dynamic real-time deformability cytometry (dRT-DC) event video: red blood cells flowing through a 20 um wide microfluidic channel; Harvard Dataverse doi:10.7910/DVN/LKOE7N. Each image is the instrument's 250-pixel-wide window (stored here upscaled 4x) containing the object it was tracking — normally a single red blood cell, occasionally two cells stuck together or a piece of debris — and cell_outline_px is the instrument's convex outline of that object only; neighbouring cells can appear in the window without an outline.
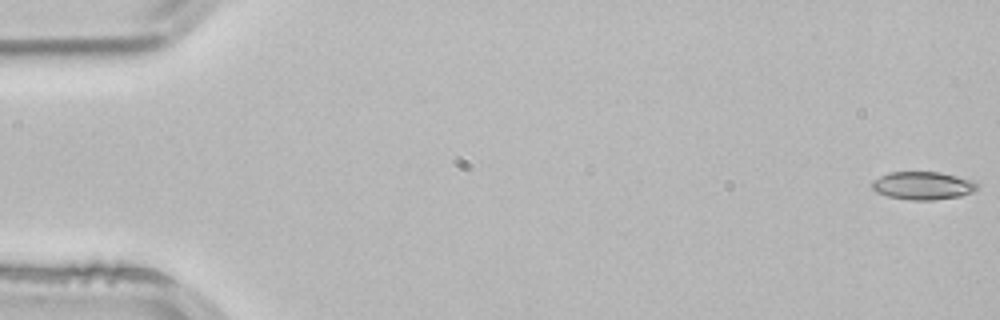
{"species": "common noctule bat (a hibernating species)", "species_latin": "Nyctalus noctula", "temperature_condition": "room temperature", "stored_images_in_passage": 5, "camera_frame_rate_fps": 3000, "um_per_image_px": 0.085, "animal": {"sex": "male", "body_mass_g": 21.5, "forearm_length_mm": 52.0}, "frame": {"image": 1, "passage_image": 1, "time_ms": 0.0, "image_size_px": [1000, 320], "cell_outline_px": [[980, 188], [972, 192], [960, 196], [932, 200], [912, 200], [888, 196], [876, 192], [872, 188], [872, 180], [888, 172], [940, 172], [972, 180]], "centroid_in_image_um": [78.43, 15.77], "position_along_channel_um": 6.6, "area_um2": 17.11}}